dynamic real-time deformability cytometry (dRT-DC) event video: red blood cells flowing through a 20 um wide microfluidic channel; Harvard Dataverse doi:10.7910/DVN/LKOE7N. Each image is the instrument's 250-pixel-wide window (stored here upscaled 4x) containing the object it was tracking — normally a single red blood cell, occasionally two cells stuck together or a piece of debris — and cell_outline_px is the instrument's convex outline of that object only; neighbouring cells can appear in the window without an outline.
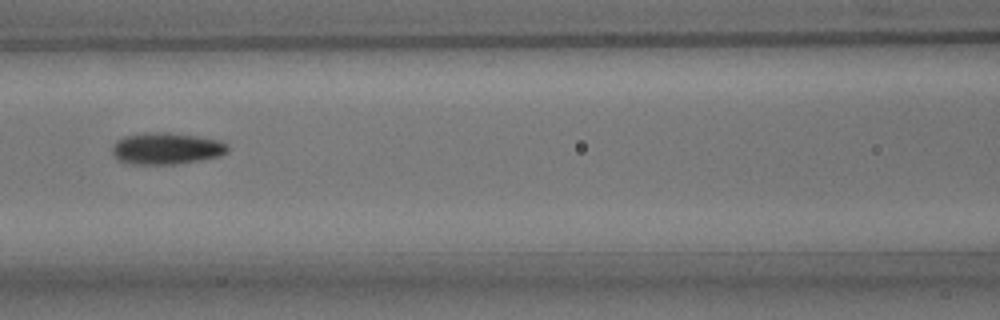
{"species": "common noctule bat (a hibernating species)", "species_latin": "Nyctalus noctula", "temperature_condition": "room temperature", "stored_images_in_passage": 5, "camera_frame_rate_fps": 3000, "um_per_image_px": 0.085, "animal": {"sex": "male", "body_mass_g": 15.6}, "frame": {"image": 1, "passage_image": 3, "time_ms": 2.333, "image_size_px": [1000, 320], "cell_outline_px": [[228, 152], [220, 156], [204, 160], [176, 164], [132, 164], [120, 160], [112, 152], [112, 144], [116, 140], [124, 136], [144, 132], [168, 132], [196, 136], [216, 140], [228, 144]], "centroid_in_image_um": [14.14, 12.62], "position_along_channel_um": 152.5, "area_um2": 21.44}}
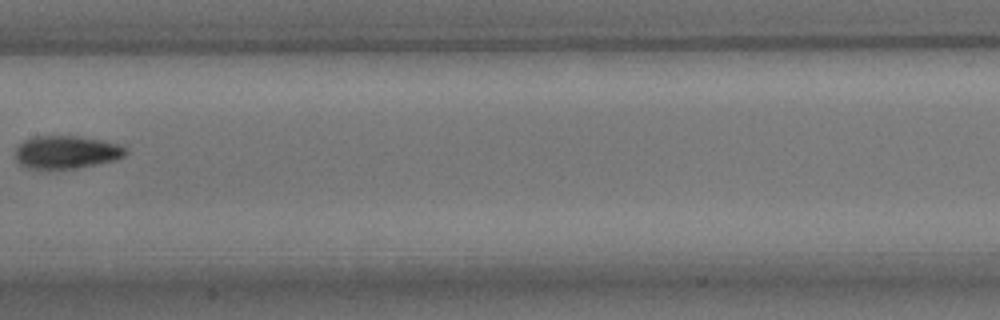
{"frame": {"image": 2, "passage_image": 4, "time_ms": 3.667, "image_size_px": [1000, 320], "cell_outline_px": [[128, 152], [124, 156], [112, 160], [76, 168], [28, 168], [20, 164], [16, 160], [16, 144], [32, 136], [80, 136], [104, 140], [120, 144], [128, 148]], "centroid_in_image_um": [5.64, 12.9], "position_along_channel_um": 201.8, "area_um2": 21.21}}
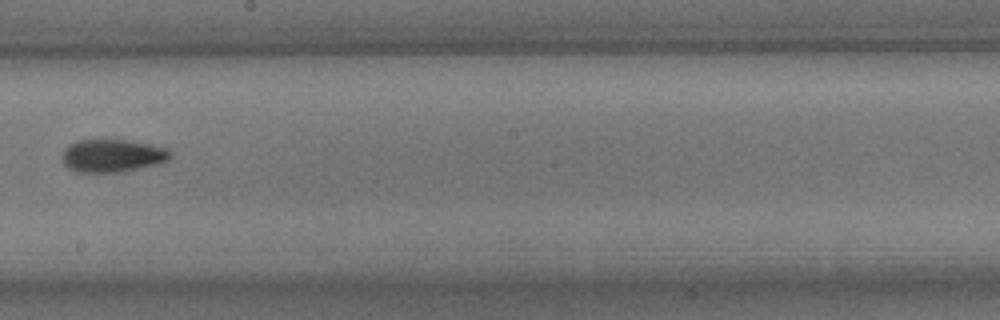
{"frame": {"image": 3, "passage_image": 5, "time_ms": 4.667, "image_size_px": [1000, 320], "cell_outline_px": [[172, 156], [168, 160], [156, 164], [124, 172], [76, 172], [68, 168], [64, 164], [60, 156], [64, 148], [68, 144], [76, 140], [128, 140], [152, 144], [168, 148], [172, 152]], "centroid_in_image_um": [9.54, 13.23], "position_along_channel_um": 238.7, "area_um2": 21.1}}